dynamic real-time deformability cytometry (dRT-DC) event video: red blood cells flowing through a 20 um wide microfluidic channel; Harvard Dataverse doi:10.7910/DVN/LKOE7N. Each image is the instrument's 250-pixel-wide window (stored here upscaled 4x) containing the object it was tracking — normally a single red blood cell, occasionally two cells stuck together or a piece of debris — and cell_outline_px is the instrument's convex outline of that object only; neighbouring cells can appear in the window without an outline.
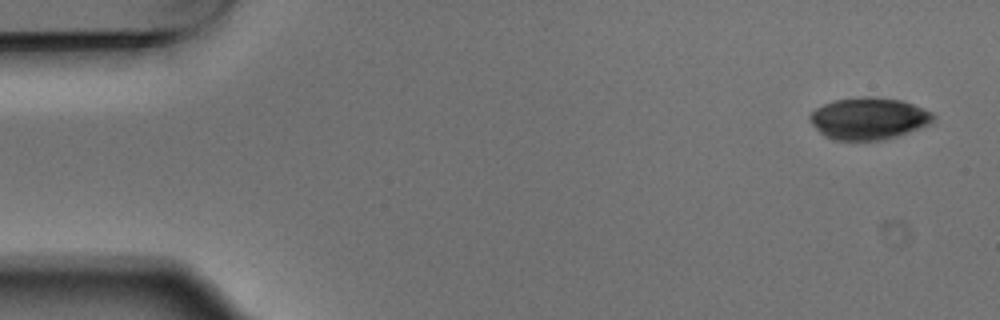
{"species": "Egyptian fruit bat (a non-hibernating species)", "species_latin": "Rousettus aegyptiacus", "temperature_condition": "warm", "stored_images_in_passage": 6, "camera_frame_rate_fps": 3000, "um_per_image_px": 0.085, "animal": {"sex": "male"}, "frame": {"image": 1, "passage_image": 1, "time_ms": 0.0, "image_size_px": [1000, 320], "cell_outline_px": [[936, 116], [928, 124], [896, 136], [880, 140], [836, 140], [824, 136], [808, 120], [808, 116], [816, 108], [824, 104], [836, 100], [864, 96], [872, 96], [900, 100], [924, 108], [932, 112]], "centroid_in_image_um": [73.81, 10.06], "position_along_channel_um": 11.2, "area_um2": 29.88}}
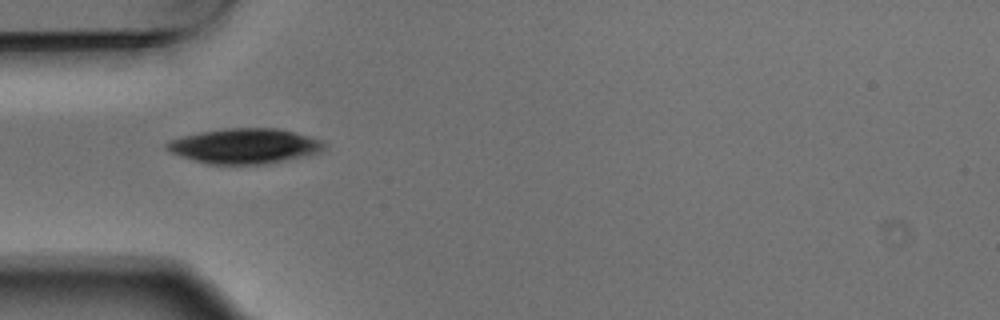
{"frame": {"image": 2, "passage_image": 5, "time_ms": 1.333, "image_size_px": [1000, 320], "cell_outline_px": [[324, 148], [320, 152], [304, 156], [268, 164], [204, 164], [168, 152], [164, 148], [164, 144], [172, 140], [184, 136], [200, 132], [224, 128], [276, 128], [292, 132], [320, 140], [324, 144]], "centroid_in_image_um": [20.72, 12.42], "position_along_channel_um": 64.3, "area_um2": 32.08}}
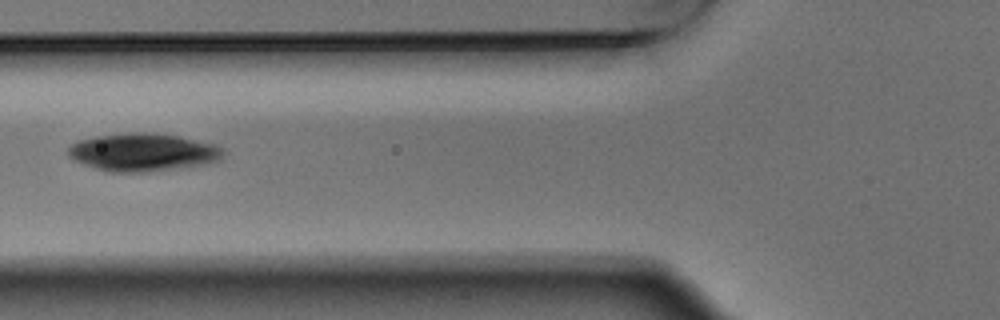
{"frame": {"image": 3, "passage_image": 6, "time_ms": 1.667, "image_size_px": [1000, 320], "cell_outline_px": [[224, 156], [220, 160], [208, 164], [188, 168], [148, 172], [108, 172], [84, 164], [68, 156], [68, 148], [72, 144], [80, 140], [96, 136], [132, 132], [156, 132], [180, 136], [216, 144], [224, 148]], "centroid_in_image_um": [12.24, 12.94], "position_along_channel_um": 113.6, "area_um2": 34.85}}